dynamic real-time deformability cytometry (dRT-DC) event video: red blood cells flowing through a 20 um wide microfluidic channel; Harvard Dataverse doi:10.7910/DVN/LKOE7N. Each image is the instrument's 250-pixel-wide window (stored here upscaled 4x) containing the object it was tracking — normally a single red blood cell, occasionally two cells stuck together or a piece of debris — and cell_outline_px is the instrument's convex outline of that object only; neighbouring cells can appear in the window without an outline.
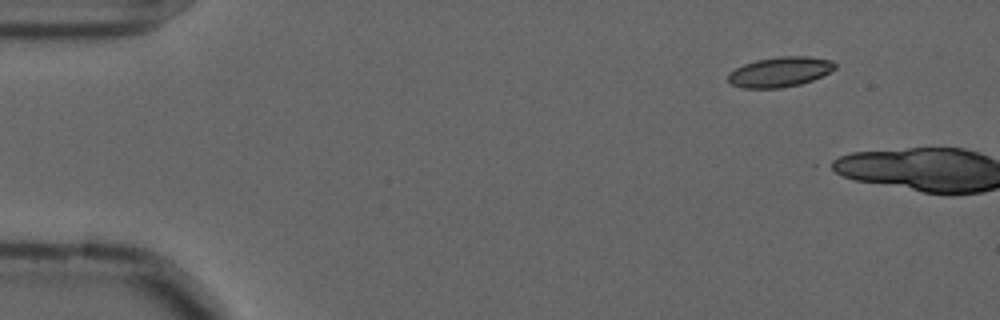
{"species": "common noctule bat (a hibernating species)", "species_latin": "Nyctalus noctula", "temperature_condition": "cold", "stored_images_in_passage": 3, "camera_frame_rate_fps": 3000, "um_per_image_px": 0.085, "animal": {"sex": "male", "forearm_length_mm": 52.5}, "frame": {"image": 1, "passage_image": 1, "time_ms": 0.0, "image_size_px": [1000, 320], "cell_outline_px": [[836, 68], [812, 80], [800, 84], [780, 88], [744, 88], [732, 84], [728, 80], [728, 72], [744, 64], [756, 60], [780, 56], [808, 56], [832, 60], [836, 64]], "centroid_in_image_um": [66.28, 6.1], "position_along_channel_um": 18.7, "area_um2": 18.61}}